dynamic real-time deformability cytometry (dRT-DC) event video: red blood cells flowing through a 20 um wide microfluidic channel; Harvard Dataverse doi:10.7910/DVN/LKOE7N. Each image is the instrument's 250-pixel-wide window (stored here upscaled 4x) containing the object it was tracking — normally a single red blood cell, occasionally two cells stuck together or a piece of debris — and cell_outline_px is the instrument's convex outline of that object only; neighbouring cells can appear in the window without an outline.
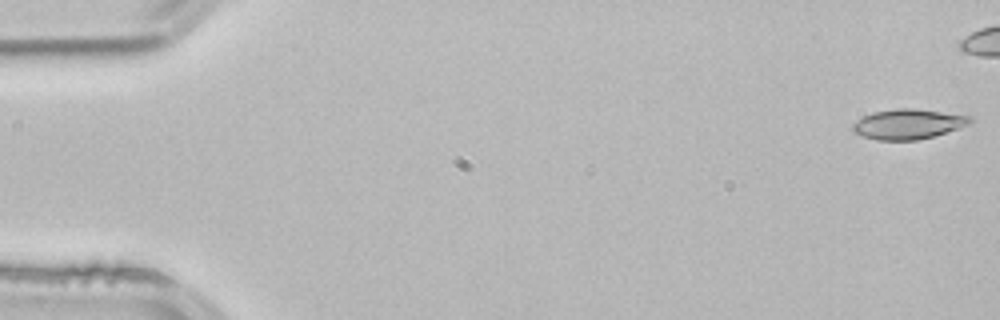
{"species": "common noctule bat (a hibernating species)", "species_latin": "Nyctalus noctula", "temperature_condition": "room temperature", "stored_images_in_passage": 27, "camera_frame_rate_fps": 3000, "um_per_image_px": 0.085, "animal": {"sex": "male", "body_mass_g": 21.5, "forearm_length_mm": 52.0}, "frame": {"image": 1, "passage_image": 1, "time_ms": 0.0, "image_size_px": [1000, 320], "cell_outline_px": [[972, 124], [932, 136], [916, 140], [876, 140], [860, 136], [852, 132], [852, 124], [856, 120], [872, 112], [896, 108], [912, 108], [968, 116], [972, 120]], "centroid_in_image_um": [77.12, 10.55], "position_along_channel_um": 7.9, "area_um2": 20.46}}